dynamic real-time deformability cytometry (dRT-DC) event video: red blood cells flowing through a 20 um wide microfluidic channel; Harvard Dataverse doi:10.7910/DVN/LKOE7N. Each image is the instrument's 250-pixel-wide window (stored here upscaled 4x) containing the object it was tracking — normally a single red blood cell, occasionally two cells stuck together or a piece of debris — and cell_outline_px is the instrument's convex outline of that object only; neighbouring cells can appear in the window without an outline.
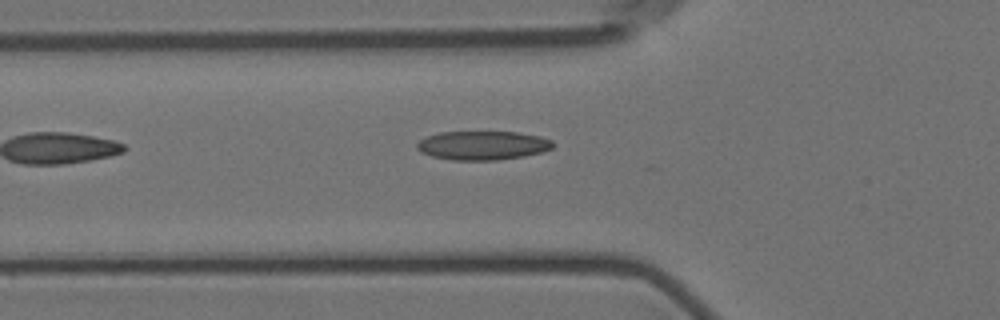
{"species": "Egyptian fruit bat (a non-hibernating species)", "species_latin": "Rousettus aegyptiacus", "temperature_condition": "room temperature", "stored_images_in_passage": 4, "camera_frame_rate_fps": 3000, "um_per_image_px": 0.085, "animal": {"sex": "female"}, "frame": {"image": 1, "passage_image": 4, "time_ms": 3.667, "image_size_px": [1000, 320], "cell_outline_px": [[552, 148], [540, 152], [524, 156], [496, 160], [452, 160], [432, 156], [420, 152], [416, 148], [416, 144], [420, 140], [428, 136], [440, 132], [516, 132], [540, 136], [552, 140]], "centroid_in_image_um": [41.0, 12.36], "position_along_channel_um": 84.8, "area_um2": 22.77}}